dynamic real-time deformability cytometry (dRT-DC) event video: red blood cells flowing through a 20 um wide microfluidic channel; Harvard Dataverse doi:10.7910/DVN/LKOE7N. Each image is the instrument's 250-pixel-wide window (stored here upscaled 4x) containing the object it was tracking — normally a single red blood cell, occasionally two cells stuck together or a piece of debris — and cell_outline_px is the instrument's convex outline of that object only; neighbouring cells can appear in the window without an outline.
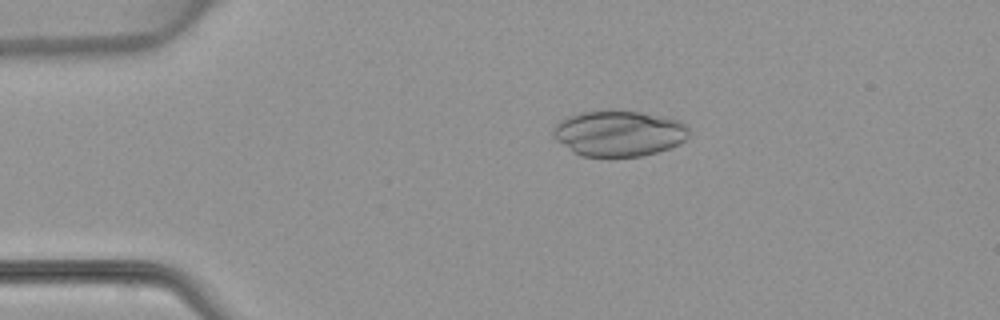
{"species": "common noctule bat (a hibernating species)", "species_latin": "Nyctalus noctula", "temperature_condition": "warm", "stored_images_in_passage": 4, "camera_frame_rate_fps": 3000, "um_per_image_px": 0.085, "animal": {"sex": "female", "body_mass_g": 22.7, "forearm_length_mm": 54.2}, "frame": {"image": 1, "passage_image": 3, "time_ms": 3.0, "image_size_px": [1000, 320], "cell_outline_px": [[688, 136], [680, 144], [656, 152], [640, 156], [608, 160], [584, 156], [572, 152], [556, 140], [552, 136], [552, 128], [560, 120], [568, 116], [580, 112], [612, 108], [640, 112], [680, 120], [688, 128]], "centroid_in_image_um": [52.54, 11.35], "position_along_channel_um": 32.5, "area_um2": 37.45}}